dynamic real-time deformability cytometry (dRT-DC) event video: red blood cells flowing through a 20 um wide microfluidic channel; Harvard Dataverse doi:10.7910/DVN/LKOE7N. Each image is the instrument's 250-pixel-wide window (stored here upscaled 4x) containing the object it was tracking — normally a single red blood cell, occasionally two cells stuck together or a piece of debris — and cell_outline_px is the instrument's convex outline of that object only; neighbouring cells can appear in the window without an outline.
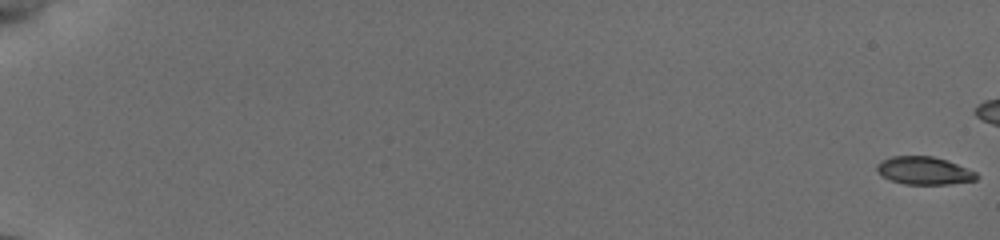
{"species": "common noctule bat (a hibernating species)", "species_latin": "Nyctalus noctula", "temperature_condition": "cold", "stored_images_in_passage": 13, "camera_frame_rate_fps": 3000, "um_per_image_px": 0.085, "animal": {"sex": "female", "body_mass_g": 19.5, "forearm_length_mm": 54.1}, "frame": {"image": 1, "passage_image": 1, "time_ms": 0.0, "image_size_px": [1000, 240], "cell_outline_px": [[980, 176], [976, 180], [948, 184], [904, 184], [892, 180], [884, 176], [876, 168], [876, 164], [892, 156], [932, 156], [956, 164], [976, 172]], "centroid_in_image_um": [78.57, 14.51], "position_along_channel_um": 6.4, "area_um2": 15.84}}
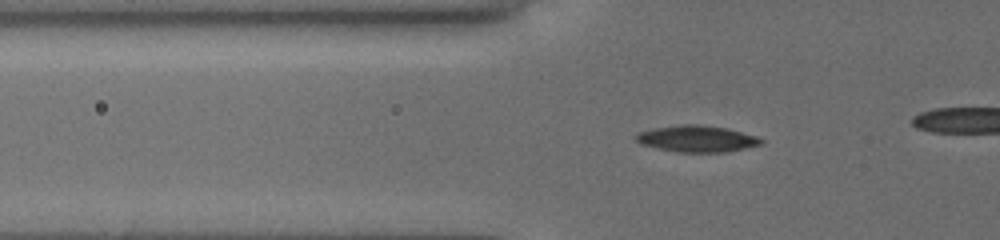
{"frame": {"image": 2, "passage_image": 11, "time_ms": 7.0, "image_size_px": [1000, 240], "cell_outline_px": [[764, 140], [760, 144], [728, 152], [676, 152], [640, 144], [636, 140], [636, 136], [640, 132], [652, 128], [680, 124], [700, 124], [728, 128], [756, 136]], "centroid_in_image_um": [59.23, 11.78], "position_along_channel_um": 66.6, "area_um2": 19.31}}